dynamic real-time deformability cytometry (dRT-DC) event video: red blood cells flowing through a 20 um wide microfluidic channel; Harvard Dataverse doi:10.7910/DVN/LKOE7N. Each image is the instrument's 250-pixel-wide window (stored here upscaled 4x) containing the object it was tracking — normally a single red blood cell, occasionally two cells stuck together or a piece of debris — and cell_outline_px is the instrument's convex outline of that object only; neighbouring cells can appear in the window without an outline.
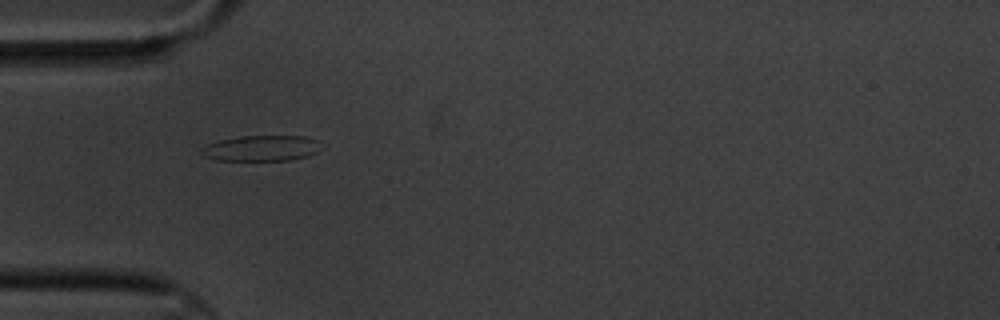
{"species": "common noctule bat (a hibernating species)", "species_latin": "Nyctalus noctula", "temperature_condition": "cold", "stored_images_in_passage": 7, "camera_frame_rate_fps": 3000, "um_per_image_px": 0.085, "animal": {"sex": "male", "body_mass_g": 20.1, "forearm_length_mm": 53.5}, "frame": {"image": 1, "passage_image": 6, "time_ms": 7.0, "image_size_px": [1000, 320], "cell_outline_px": [[316, 152], [308, 156], [292, 160], [216, 160], [204, 156], [200, 152], [200, 148], [208, 144], [220, 140], [240, 136], [304, 136], [316, 140]], "centroid_in_image_um": [22.14, 12.6], "position_along_channel_um": 62.9, "area_um2": 17.63}}
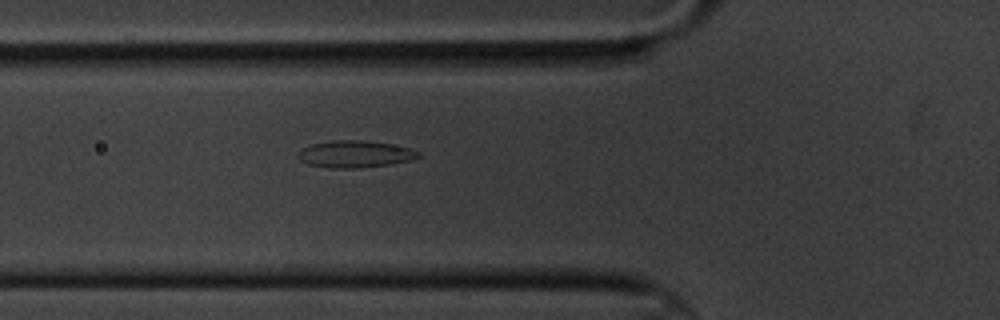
{"frame": {"image": 2, "passage_image": 7, "time_ms": 8.0, "image_size_px": [1000, 320], "cell_outline_px": [[420, 156], [408, 160], [392, 164], [360, 168], [332, 168], [308, 164], [300, 160], [296, 156], [300, 148], [312, 144], [332, 140], [360, 140], [388, 144], [408, 148], [420, 152]], "centroid_in_image_um": [30.1, 13.1], "position_along_channel_um": 95.7, "area_um2": 18.79}}